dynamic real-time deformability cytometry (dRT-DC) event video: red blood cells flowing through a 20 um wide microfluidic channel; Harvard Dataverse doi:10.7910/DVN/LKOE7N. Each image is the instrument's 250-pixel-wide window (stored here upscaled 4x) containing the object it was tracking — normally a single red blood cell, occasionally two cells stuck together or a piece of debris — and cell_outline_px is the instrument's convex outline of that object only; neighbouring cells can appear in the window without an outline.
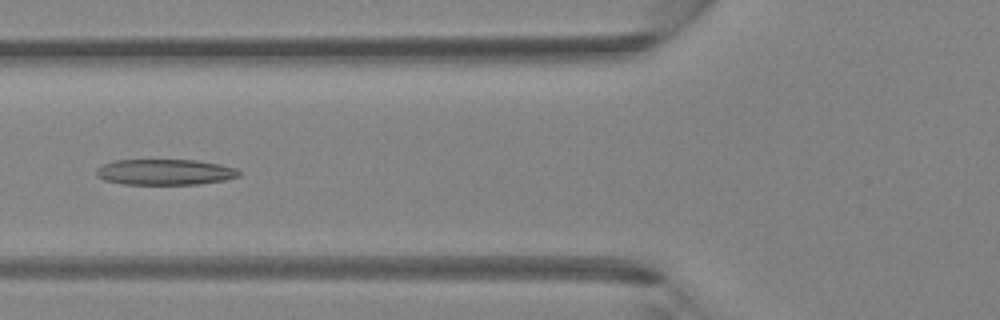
{"species": "Egyptian fruit bat (a non-hibernating species)", "species_latin": "Rousettus aegyptiacus", "temperature_condition": "room temperature", "stored_images_in_passage": 45, "camera_frame_rate_fps": 3000, "um_per_image_px": 0.085, "animal": {"sex": "female"}, "frame": {"image": 1, "passage_image": 16, "time_ms": 5.0, "image_size_px": [1000, 320], "cell_outline_px": [[240, 176], [224, 180], [200, 184], [120, 184], [104, 180], [96, 176], [96, 168], [112, 160], [196, 160], [220, 164], [236, 168], [240, 172]], "centroid_in_image_um": [14.0, 14.62], "position_along_channel_um": 111.8, "area_um2": 21.56}}
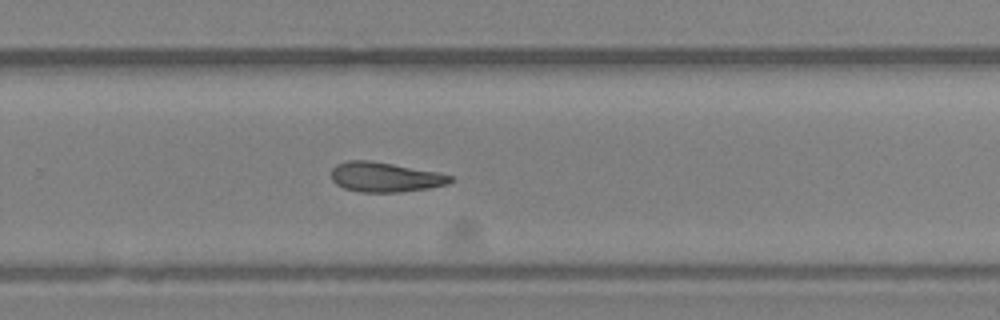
{"frame": {"image": 2, "passage_image": 29, "time_ms": 9.333, "image_size_px": [1000, 320], "cell_outline_px": [[452, 180], [448, 184], [428, 188], [400, 192], [360, 192], [344, 188], [336, 184], [332, 180], [332, 168], [336, 164], [348, 160], [368, 160], [440, 172], [452, 176]], "centroid_in_image_um": [32.72, 15.05], "position_along_channel_um": 297.1, "area_um2": 20.63}}
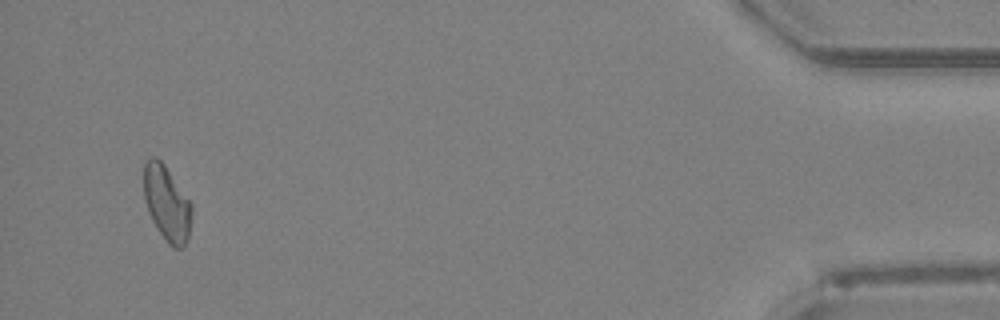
{"frame": {"image": 3, "passage_image": 43, "time_ms": 14.0, "image_size_px": [1000, 320], "cell_outline_px": [[192, 212], [188, 236], [184, 244], [180, 248], [172, 248], [168, 244], [152, 220], [144, 200], [144, 160], [152, 156], [156, 156], [164, 164], [192, 204]], "centroid_in_image_um": [14.16, 17.25], "position_along_channel_um": 421.0, "area_um2": 20.81}, "authors_computed_cell_mechanics": {"area_um2": 21.2704, "velocity_mm_per_s": 4.2974, "shape_relaxation_time_tau1_ms": null, "shape_relaxation_time_tau2_ms": 3.9589, "deformation_change_tau1": null, "deformation_change_tau2": 0.1462}}